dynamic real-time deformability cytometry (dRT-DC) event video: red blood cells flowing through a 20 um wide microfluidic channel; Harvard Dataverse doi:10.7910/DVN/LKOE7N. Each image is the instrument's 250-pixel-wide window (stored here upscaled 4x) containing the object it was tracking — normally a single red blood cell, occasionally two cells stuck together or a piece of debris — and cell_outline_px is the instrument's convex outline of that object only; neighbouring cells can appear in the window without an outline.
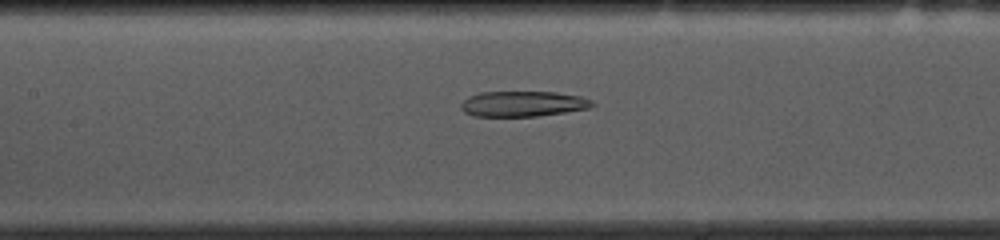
{"species": "common noctule bat (a hibernating species)", "species_latin": "Nyctalus noctula", "temperature_condition": "cold", "stored_images_in_passage": 53, "camera_frame_rate_fps": 3000, "um_per_image_px": 0.085, "animal": {"sex": "female", "body_mass_g": 10.0, "forearm_length_mm": 53.1}, "frame": {"image": 1, "passage_image": 23, "time_ms": 7.333, "image_size_px": [1000, 240], "cell_outline_px": [[596, 104], [588, 108], [564, 112], [536, 116], [472, 116], [464, 112], [460, 108], [460, 104], [468, 96], [480, 92], [556, 92], [580, 96], [592, 100]], "centroid_in_image_um": [44.42, 8.82], "position_along_channel_um": 163.0, "area_um2": 19.48}}
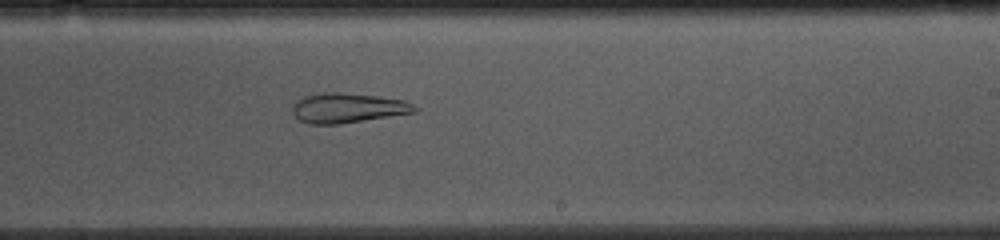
{"frame": {"image": 2, "passage_image": 31, "time_ms": 10.0, "image_size_px": [1000, 240], "cell_outline_px": [[420, 108], [416, 112], [336, 124], [308, 124], [300, 120], [292, 112], [292, 104], [296, 100], [304, 96], [320, 92], [340, 92], [376, 96], [404, 100]], "centroid_in_image_um": [29.52, 9.16], "position_along_channel_um": 259.5, "area_um2": 21.15}}
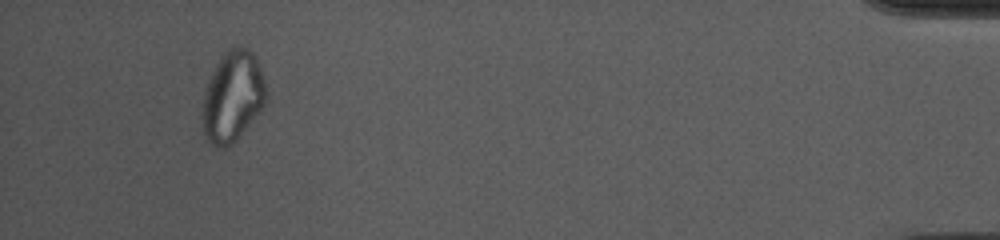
{"frame": {"image": 3, "passage_image": 50, "time_ms": 16.333, "image_size_px": [1000, 240], "cell_outline_px": [[264, 104], [240, 136], [232, 144], [224, 148], [220, 148], [212, 144], [208, 140], [204, 132], [200, 120], [204, 88], [220, 56], [228, 48], [236, 44], [240, 44], [248, 48], [252, 52], [260, 68], [264, 80]], "centroid_in_image_um": [19.71, 8.18], "position_along_channel_um": 415.5, "area_um2": 33.76}, "authors_computed_cell_mechanics": {"area_um2": 26.7614, "velocity_mm_per_s": 3.6292, "shape_relaxation_time_tau1_ms": null, "shape_relaxation_time_tau2_ms": 3.2927, "deformation_change_tau1": null, "deformation_change_tau2": 0.0981}}